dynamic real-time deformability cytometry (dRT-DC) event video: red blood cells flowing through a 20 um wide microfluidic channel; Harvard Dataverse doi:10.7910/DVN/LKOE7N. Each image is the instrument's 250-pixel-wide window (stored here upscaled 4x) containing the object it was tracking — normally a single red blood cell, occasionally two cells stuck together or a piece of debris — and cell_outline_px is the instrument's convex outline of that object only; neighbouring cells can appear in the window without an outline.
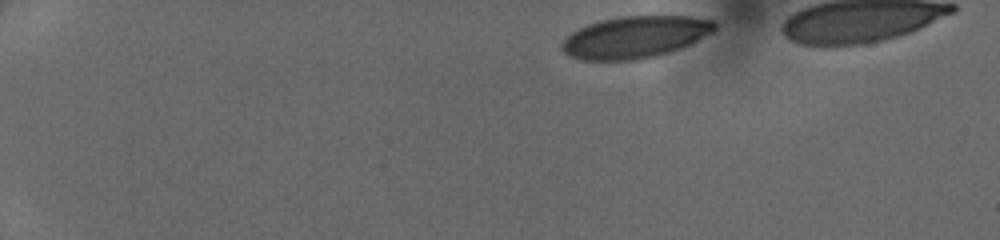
{"species": "human", "species_latin": "Homo sapiens", "temperature_condition": "cold", "stored_images_in_passage": 41, "camera_frame_rate_fps": 3000, "um_per_image_px": 0.085, "donor": {"sex": "female"}, "frame": {"image": 1, "passage_image": 1, "time_ms": 0.0, "image_size_px": [1000, 240], "cell_outline_px": [[716, 28], [712, 32], [680, 48], [668, 52], [636, 60], [580, 60], [564, 52], [560, 48], [560, 44], [572, 32], [588, 24], [600, 20], [620, 16], [688, 16], [712, 20], [716, 24]], "centroid_in_image_um": [53.95, 3.15], "position_along_channel_um": 31.1, "area_um2": 36.93}}
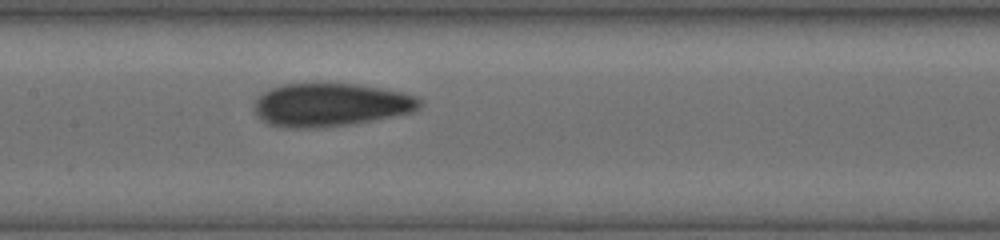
{"frame": {"image": 2, "passage_image": 19, "time_ms": 6.0, "image_size_px": [1000, 240], "cell_outline_px": [[424, 104], [420, 108], [412, 112], [372, 120], [348, 124], [316, 128], [292, 128], [268, 124], [256, 116], [252, 104], [256, 96], [268, 88], [284, 84], [356, 84], [404, 92], [416, 96], [424, 100]], "centroid_in_image_um": [28.07, 8.9], "position_along_channel_um": 179.3, "area_um2": 42.02}}
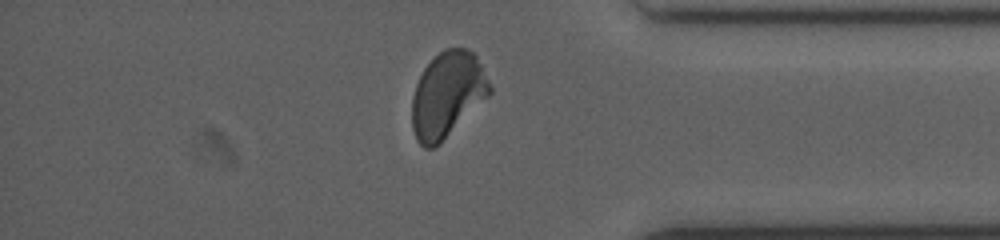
{"frame": {"image": 3, "passage_image": 35, "time_ms": 11.333, "image_size_px": [1000, 240], "cell_outline_px": [[492, 92], [440, 144], [432, 148], [424, 148], [416, 140], [412, 128], [412, 96], [416, 84], [424, 68], [444, 48], [468, 48], [476, 56], [492, 88]], "centroid_in_image_um": [38.01, 8.07], "position_along_channel_um": 397.2, "area_um2": 38.49}}